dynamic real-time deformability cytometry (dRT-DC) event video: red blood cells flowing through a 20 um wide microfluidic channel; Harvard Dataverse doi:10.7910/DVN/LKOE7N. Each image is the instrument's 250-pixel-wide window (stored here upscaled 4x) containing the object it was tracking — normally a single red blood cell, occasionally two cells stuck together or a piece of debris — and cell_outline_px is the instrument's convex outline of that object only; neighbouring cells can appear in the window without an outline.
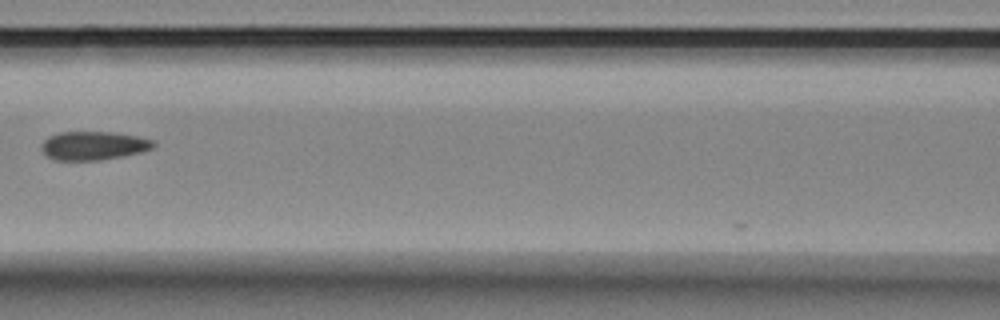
{"species": "Egyptian fruit bat (a non-hibernating species)", "species_latin": "Rousettus aegyptiacus", "temperature_condition": "room temperature", "stored_images_in_passage": 12, "camera_frame_rate_fps": 3000, "um_per_image_px": 0.085, "animal": {"sex": "female"}, "frame": {"image": 1, "passage_image": 4, "time_ms": 3.333, "image_size_px": [1000, 320], "cell_outline_px": [[156, 144], [152, 148], [140, 152], [100, 160], [56, 160], [48, 156], [40, 148], [40, 144], [48, 136], [60, 132], [112, 132], [136, 136], [152, 140]], "centroid_in_image_um": [7.9, 12.37], "position_along_channel_um": 158.7, "area_um2": 18.5}}
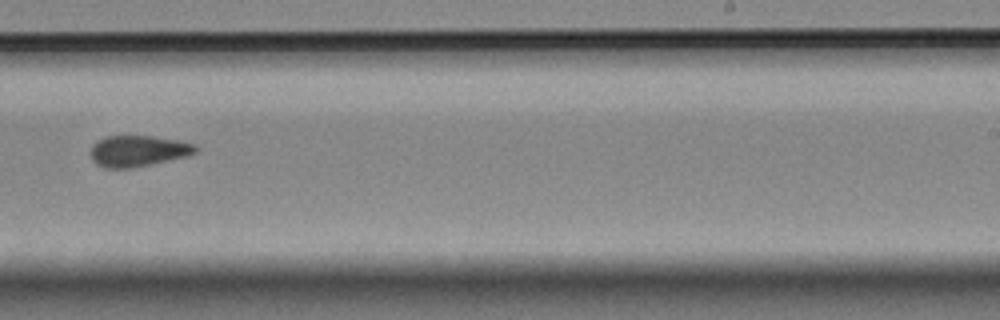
{"frame": {"image": 2, "passage_image": 7, "time_ms": 6.667, "image_size_px": [1000, 320], "cell_outline_px": [[200, 148], [196, 152], [188, 156], [132, 168], [104, 168], [96, 164], [92, 160], [88, 152], [92, 144], [96, 140], [104, 136], [152, 136], [180, 140], [196, 144]], "centroid_in_image_um": [11.71, 12.82], "position_along_channel_um": 277.3, "area_um2": 19.48}}
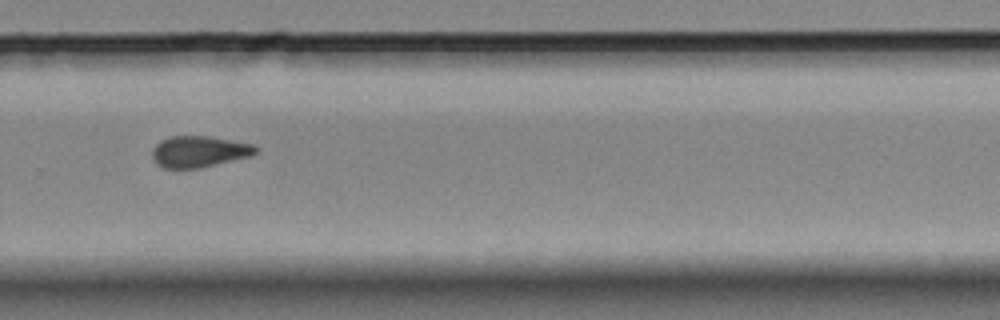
{"frame": {"image": 3, "passage_image": 8, "time_ms": 7.667, "image_size_px": [1000, 320], "cell_outline_px": [[260, 152], [252, 156], [200, 168], [164, 168], [156, 164], [152, 156], [152, 148], [160, 140], [172, 136], [208, 136], [252, 144], [260, 148]], "centroid_in_image_um": [16.95, 12.89], "position_along_channel_um": 312.9, "area_um2": 19.07}, "authors_computed_cell_mechanics": {"area_um2": 19.074, "velocity_mm_per_s": 3.5882, "shape_relaxation_time_tau1_ms": null, "shape_relaxation_time_tau2_ms": 2.6725, "deformation_change_tau1": null, "deformation_change_tau2": 0.0878}}